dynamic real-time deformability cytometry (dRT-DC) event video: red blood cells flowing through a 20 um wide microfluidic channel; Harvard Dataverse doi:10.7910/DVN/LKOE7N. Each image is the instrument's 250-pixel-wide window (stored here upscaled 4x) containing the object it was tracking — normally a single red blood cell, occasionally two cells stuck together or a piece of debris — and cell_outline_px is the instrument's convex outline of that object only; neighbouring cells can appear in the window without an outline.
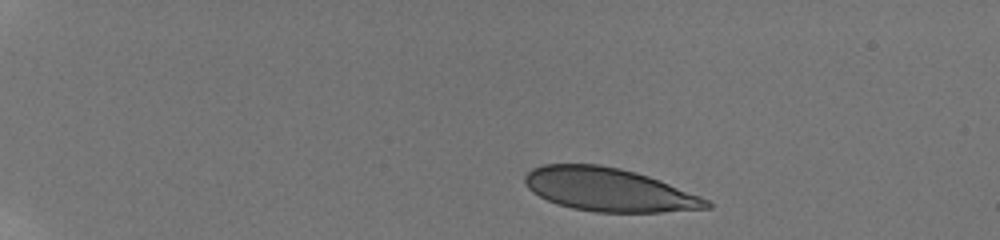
{"species": "human", "species_latin": "Homo sapiens", "temperature_condition": "room temperature", "stored_images_in_passage": 38, "camera_frame_rate_fps": 3000, "um_per_image_px": 0.085, "donor": {"sex": "male"}, "frame": {"image": 1, "passage_image": 1, "time_ms": 0.0, "image_size_px": [1000, 240], "cell_outline_px": [[712, 208], [660, 212], [596, 212], [572, 208], [556, 204], [532, 192], [528, 188], [524, 180], [524, 176], [532, 168], [544, 164], [600, 164], [620, 168], [636, 172], [660, 180], [700, 196], [708, 200], [712, 204]], "centroid_in_image_um": [51.75, 16.12], "position_along_channel_um": 33.3, "area_um2": 45.84}}
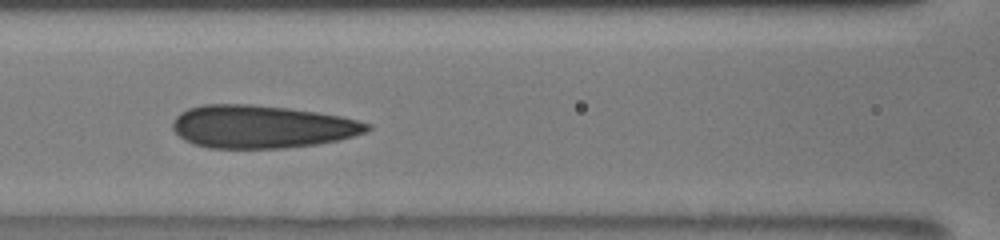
{"frame": {"image": 2, "passage_image": 16, "time_ms": 5.667, "image_size_px": [1000, 240], "cell_outline_px": [[372, 128], [368, 132], [336, 140], [316, 144], [284, 148], [208, 148], [192, 144], [184, 140], [172, 128], [172, 120], [180, 112], [188, 108], [204, 104], [252, 104], [288, 108], [316, 112], [340, 116], [372, 124]], "centroid_in_image_um": [22.22, 10.76], "position_along_channel_um": 144.4, "area_um2": 48.73}}
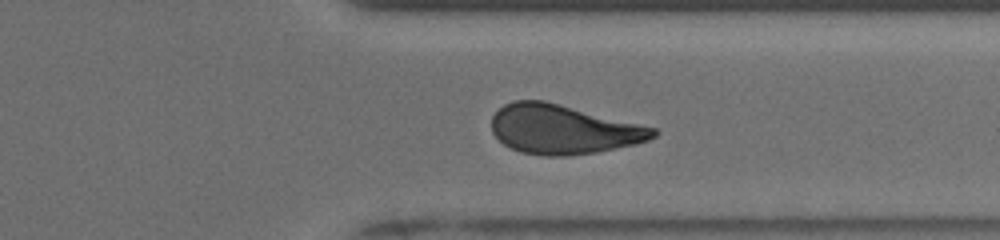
{"frame": {"image": 3, "passage_image": 31, "time_ms": 11.333, "image_size_px": [1000, 240], "cell_outline_px": [[660, 132], [656, 136], [648, 140], [636, 144], [596, 152], [568, 156], [544, 156], [520, 152], [504, 144], [492, 132], [492, 116], [504, 104], [512, 100], [544, 100], [656, 128]], "centroid_in_image_um": [47.87, 11.0], "position_along_channel_um": 363.5, "area_um2": 46.36}, "authors_computed_cell_mechanics": {"area_um2": 47.2515, "velocity_mm_per_s": 3.8707, "shape_relaxation_time_tau1_ms": null, "shape_relaxation_time_tau2_ms": 1.4931, "deformation_change_tau1": null, "deformation_change_tau2": 0.079}}